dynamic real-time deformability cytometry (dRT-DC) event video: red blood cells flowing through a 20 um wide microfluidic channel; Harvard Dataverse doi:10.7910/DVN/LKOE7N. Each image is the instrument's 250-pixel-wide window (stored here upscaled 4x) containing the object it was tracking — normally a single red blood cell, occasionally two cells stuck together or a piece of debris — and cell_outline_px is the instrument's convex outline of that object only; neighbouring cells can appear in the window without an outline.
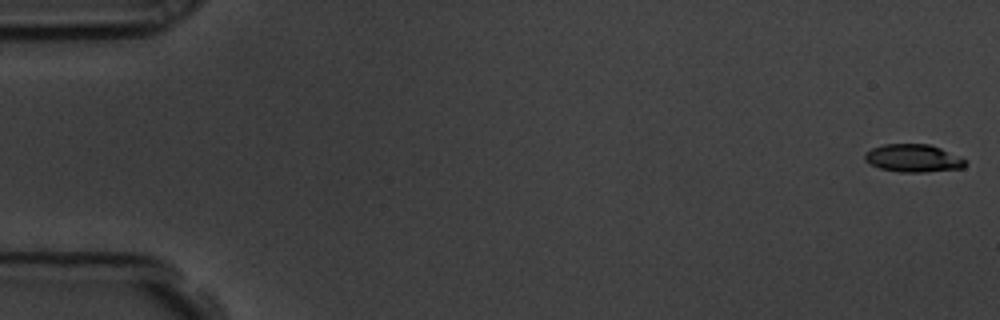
{"species": "common noctule bat (a hibernating species)", "species_latin": "Nyctalus noctula", "temperature_condition": "room temperature", "stored_images_in_passage": 57, "camera_frame_rate_fps": 3000, "um_per_image_px": 0.085, "animal": {"sex": "male", "body_mass_g": 19.5, "forearm_length_mm": 54.6}, "frame": {"image": 1, "passage_image": 1, "time_ms": 0.0, "image_size_px": [1000, 320], "cell_outline_px": [[968, 164], [964, 168], [924, 172], [900, 172], [880, 168], [864, 160], [864, 152], [872, 148], [884, 144], [928, 144], [940, 148], [960, 156], [968, 160]], "centroid_in_image_um": [77.66, 13.45], "position_along_channel_um": 7.3, "area_um2": 16.42}}
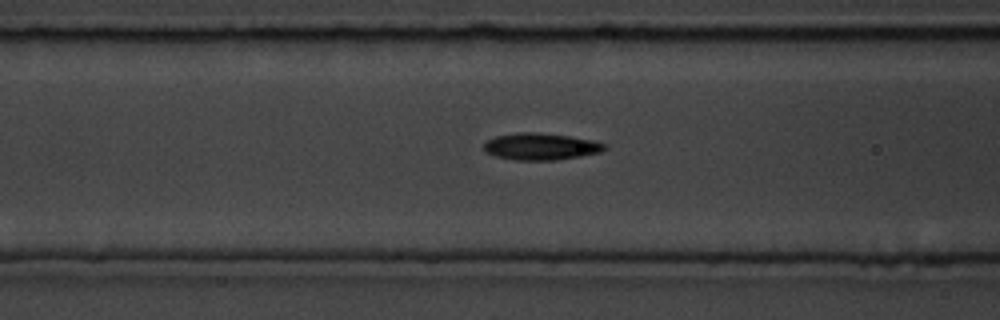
{"frame": {"image": 2, "passage_image": 23, "time_ms": 7.333, "image_size_px": [1000, 320], "cell_outline_px": [[608, 144], [600, 152], [580, 156], [556, 160], [516, 160], [496, 156], [484, 152], [484, 144], [488, 140], [496, 136], [516, 132], [536, 132], [568, 136], [592, 140]], "centroid_in_image_um": [45.94, 12.45], "position_along_channel_um": 120.7, "area_um2": 18.79}}
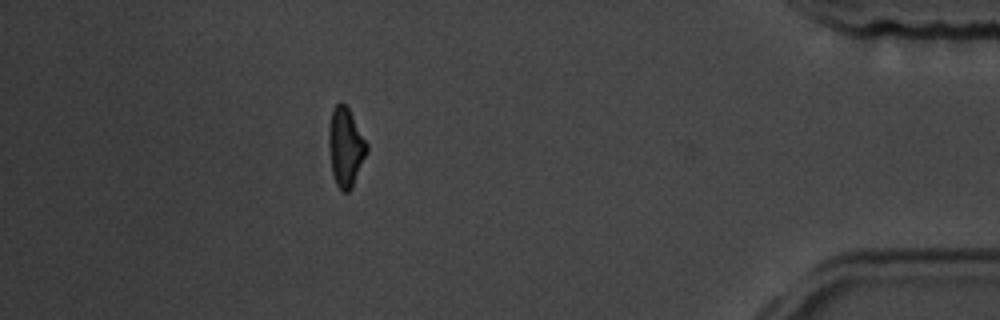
{"frame": {"image": 3, "passage_image": 51, "time_ms": 16.667, "image_size_px": [1000, 320], "cell_outline_px": [[368, 152], [352, 188], [348, 192], [344, 192], [336, 184], [332, 172], [328, 144], [328, 132], [332, 108], [340, 100], [348, 108], [368, 144]], "centroid_in_image_um": [29.38, 12.5], "position_along_channel_um": 405.8, "area_um2": 17.57}, "authors_computed_cell_mechanics": {"area_um2": 17.5712, "velocity_mm_per_s": 3.5851, "shape_relaxation_time_tau1_ms": 2.9433, "shape_relaxation_time_tau2_ms": 2.6185, "deformation_change_tau1": 0.1229, "deformation_change_tau2": 0.0844}}